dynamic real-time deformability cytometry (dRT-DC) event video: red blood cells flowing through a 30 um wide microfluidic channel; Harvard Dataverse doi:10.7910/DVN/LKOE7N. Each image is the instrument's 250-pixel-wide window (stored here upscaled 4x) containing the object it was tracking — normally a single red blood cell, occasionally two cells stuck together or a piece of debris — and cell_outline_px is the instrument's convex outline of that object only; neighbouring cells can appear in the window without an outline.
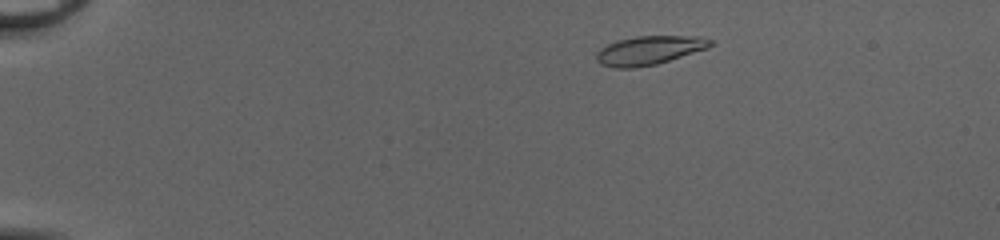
{"species": "common noctule bat (a hibernating species)", "species_latin": "Nyctalus noctula", "temperature_condition": "cold", "stored_images_in_passage": 46, "camera_frame_rate_fps": 3000, "um_per_image_px": 0.085, "animal": {"sex": "female", "body_mass_g": 20.0, "forearm_length_mm": 54.0}, "frame": {"image": 1, "passage_image": 5, "time_ms": 1.333, "image_size_px": [1000, 240], "cell_outline_px": [[716, 44], [708, 48], [656, 64], [632, 68], [616, 68], [600, 64], [596, 60], [596, 52], [600, 48], [616, 40], [636, 36], [700, 36], [716, 40]], "centroid_in_image_um": [55.22, 4.26], "position_along_channel_um": 29.8, "area_um2": 19.36}}
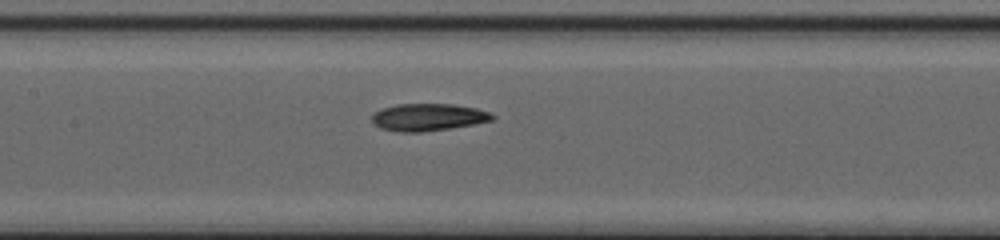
{"frame": {"image": 2, "passage_image": 22, "time_ms": 7.0, "image_size_px": [1000, 240], "cell_outline_px": [[496, 116], [492, 120], [472, 124], [448, 128], [420, 132], [396, 132], [380, 128], [372, 124], [372, 112], [380, 108], [396, 104], [452, 104], [476, 108], [492, 112]], "centroid_in_image_um": [36.33, 9.95], "position_along_channel_um": 171.1, "area_um2": 19.31}}
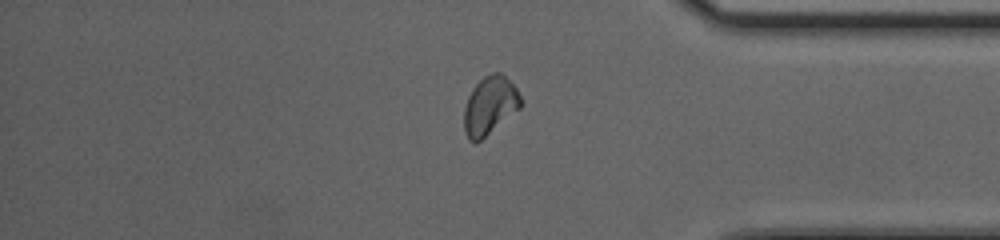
{"frame": {"image": 3, "passage_image": 39, "time_ms": 12.667, "image_size_px": [1000, 240], "cell_outline_px": [[524, 104], [520, 108], [476, 144], [468, 140], [464, 132], [464, 108], [468, 96], [472, 88], [484, 76], [492, 72], [500, 72], [516, 88]], "centroid_in_image_um": [41.62, 8.99], "position_along_channel_um": 393.6, "area_um2": 19.31}, "authors_computed_cell_mechanics": {"area_um2": 19.0162, "velocity_mm_per_s": 4.1539, "shape_relaxation_time_tau1_ms": 5.6452, "shape_relaxation_time_tau2_ms": 3.4585, "deformation_change_tau1": 0.1528, "deformation_change_tau2": 0.0845}}